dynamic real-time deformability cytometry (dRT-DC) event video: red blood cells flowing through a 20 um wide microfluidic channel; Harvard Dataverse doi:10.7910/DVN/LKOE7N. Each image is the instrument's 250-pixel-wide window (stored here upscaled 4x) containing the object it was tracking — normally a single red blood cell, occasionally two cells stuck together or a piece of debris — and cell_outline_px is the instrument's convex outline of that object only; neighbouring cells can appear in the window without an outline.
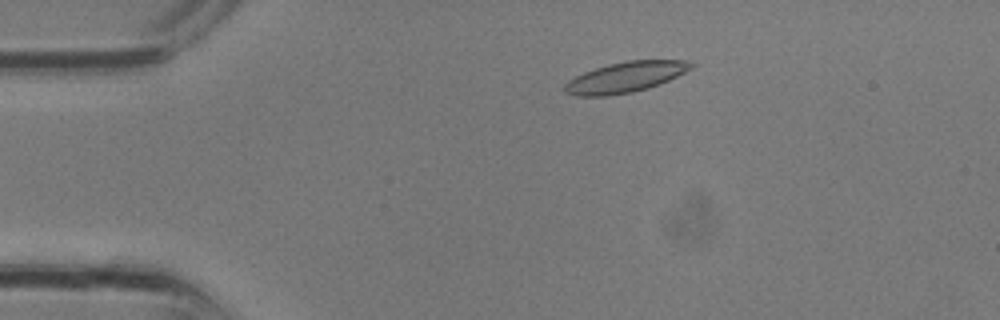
{"species": "common noctule bat (a hibernating species)", "species_latin": "Nyctalus noctula", "temperature_condition": "room temperature", "stored_images_in_passage": 16, "camera_frame_rate_fps": 3000, "um_per_image_px": 0.085, "animal": {"sex": "male", "body_mass_g": 13.3}, "frame": {"image": 1, "passage_image": 5, "time_ms": 1.333, "image_size_px": [1000, 320], "cell_outline_px": [[696, 64], [692, 68], [660, 84], [648, 88], [632, 92], [608, 96], [576, 96], [564, 92], [564, 84], [568, 80], [584, 72], [608, 64], [628, 60], [688, 60]], "centroid_in_image_um": [53.15, 6.56], "position_along_channel_um": 31.8, "area_um2": 22.48}}
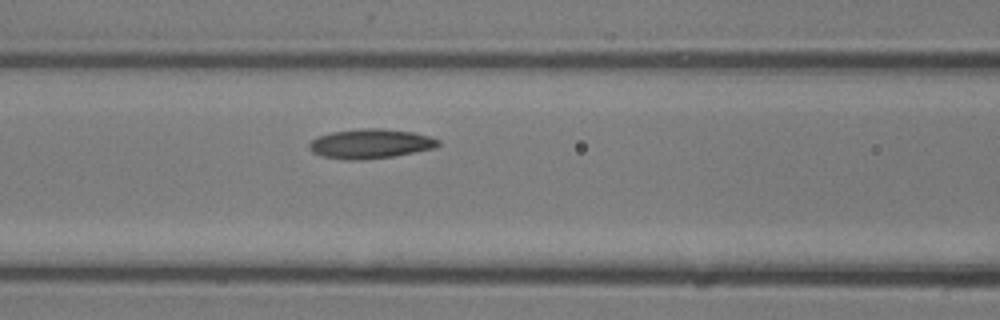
{"frame": {"image": 2, "passage_image": 12, "time_ms": 3.667, "image_size_px": [1000, 320], "cell_outline_px": [[440, 144], [436, 148], [392, 156], [360, 160], [344, 160], [320, 156], [312, 152], [308, 148], [308, 144], [312, 140], [320, 136], [332, 132], [360, 128], [384, 128], [412, 132], [432, 136], [440, 140]], "centroid_in_image_um": [31.49, 12.21], "position_along_channel_um": 135.1, "area_um2": 22.37}}
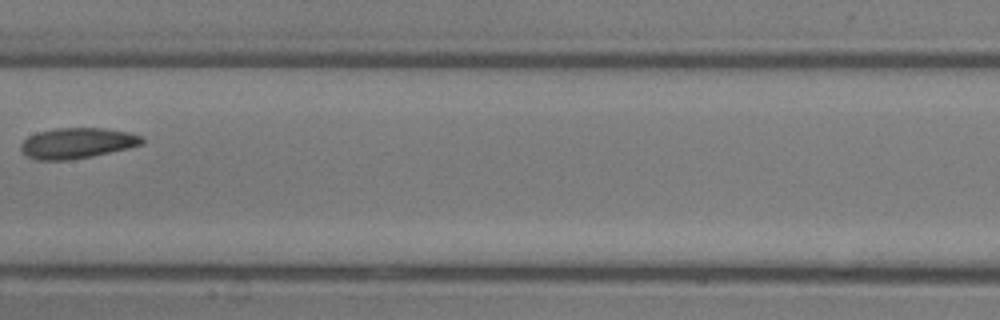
{"frame": {"image": 3, "passage_image": 15, "time_ms": 4.667, "image_size_px": [1000, 320], "cell_outline_px": [[144, 144], [128, 148], [92, 156], [68, 160], [36, 160], [20, 152], [20, 144], [28, 136], [36, 132], [56, 128], [104, 128], [132, 132], [144, 136]], "centroid_in_image_um": [6.57, 12.16], "position_along_channel_um": 200.8, "area_um2": 21.91}}